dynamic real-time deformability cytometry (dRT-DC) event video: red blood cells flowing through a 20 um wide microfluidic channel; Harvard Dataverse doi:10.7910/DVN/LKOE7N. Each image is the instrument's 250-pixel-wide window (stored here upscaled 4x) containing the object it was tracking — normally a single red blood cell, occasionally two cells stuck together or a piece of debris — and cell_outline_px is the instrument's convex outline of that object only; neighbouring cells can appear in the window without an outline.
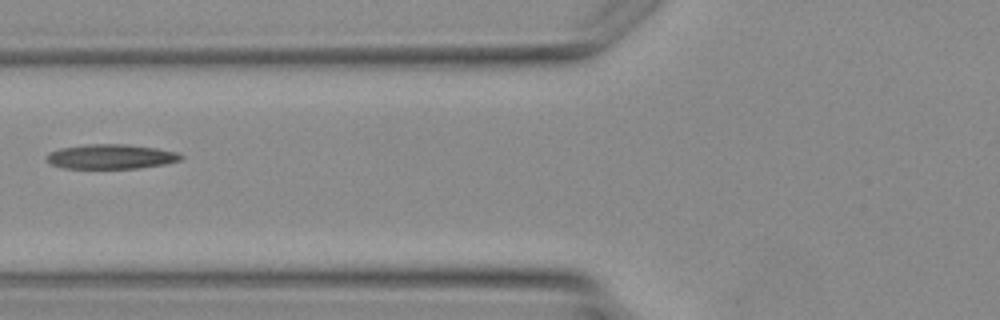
{"species": "Egyptian fruit bat (a non-hibernating species)", "species_latin": "Rousettus aegyptiacus", "temperature_condition": "warm", "stored_images_in_passage": 2, "camera_frame_rate_fps": 3000, "um_per_image_px": 0.085, "animal": {"sex": "female"}, "frame": {"image": 1, "passage_image": 2, "time_ms": 2.0, "image_size_px": [1000, 320], "cell_outline_px": [[184, 156], [180, 160], [164, 164], [140, 168], [64, 168], [52, 164], [48, 160], [48, 152], [60, 148], [88, 144], [124, 144], [156, 148], [176, 152]], "centroid_in_image_um": [9.44, 13.31], "position_along_channel_um": 116.4, "area_um2": 19.07}}